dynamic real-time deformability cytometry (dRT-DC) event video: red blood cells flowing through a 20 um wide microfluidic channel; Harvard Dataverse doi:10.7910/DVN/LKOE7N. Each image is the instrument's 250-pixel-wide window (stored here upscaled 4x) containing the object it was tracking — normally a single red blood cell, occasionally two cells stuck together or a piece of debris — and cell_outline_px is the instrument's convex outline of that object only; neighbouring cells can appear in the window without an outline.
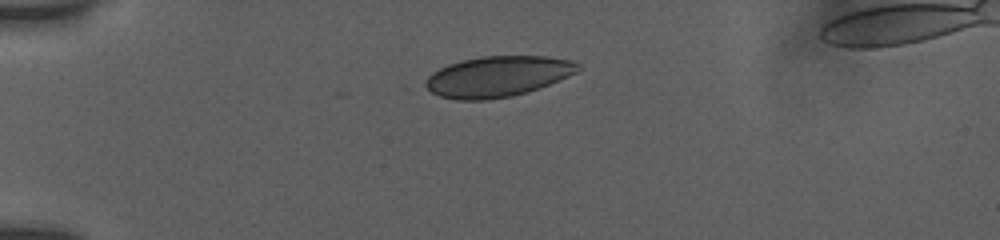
{"species": "human", "species_latin": "Homo sapiens", "temperature_condition": "room temperature", "stored_images_in_passage": 10, "camera_frame_rate_fps": 3000, "um_per_image_px": 0.085, "donor": {"sex": "female"}, "frame": {"image": 1, "passage_image": 1, "time_ms": 0.0, "image_size_px": [1000, 240], "cell_outline_px": [[580, 68], [576, 72], [568, 76], [528, 92], [512, 96], [488, 100], [456, 100], [440, 96], [432, 92], [424, 84], [428, 76], [432, 72], [448, 64], [480, 56], [544, 56], [568, 60], [580, 64]], "centroid_in_image_um": [42.28, 6.5], "position_along_channel_um": 42.7, "area_um2": 35.89}}
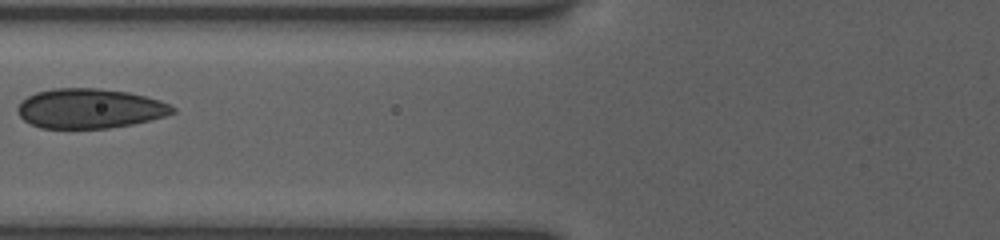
{"frame": {"image": 2, "passage_image": 5, "time_ms": 3.0, "image_size_px": [1000, 240], "cell_outline_px": [[176, 112], [164, 116], [132, 124], [108, 128], [40, 128], [24, 120], [16, 112], [16, 108], [28, 96], [36, 92], [56, 88], [100, 88], [128, 92], [160, 100], [176, 108]], "centroid_in_image_um": [7.62, 9.22], "position_along_channel_um": 118.2, "area_um2": 35.72}}
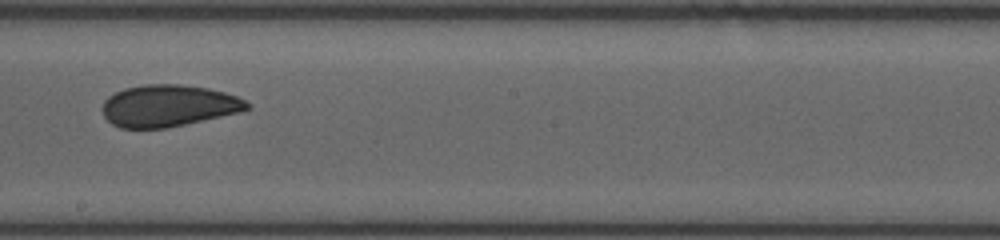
{"frame": {"image": 3, "passage_image": 9, "time_ms": 6.0, "image_size_px": [1000, 240], "cell_outline_px": [[252, 108], [240, 112], [184, 124], [164, 128], [120, 128], [112, 124], [104, 116], [104, 100], [108, 96], [124, 88], [144, 84], [180, 84], [208, 88], [224, 92], [236, 96], [252, 104]], "centroid_in_image_um": [14.33, 8.98], "position_along_channel_um": 233.9, "area_um2": 35.14}}